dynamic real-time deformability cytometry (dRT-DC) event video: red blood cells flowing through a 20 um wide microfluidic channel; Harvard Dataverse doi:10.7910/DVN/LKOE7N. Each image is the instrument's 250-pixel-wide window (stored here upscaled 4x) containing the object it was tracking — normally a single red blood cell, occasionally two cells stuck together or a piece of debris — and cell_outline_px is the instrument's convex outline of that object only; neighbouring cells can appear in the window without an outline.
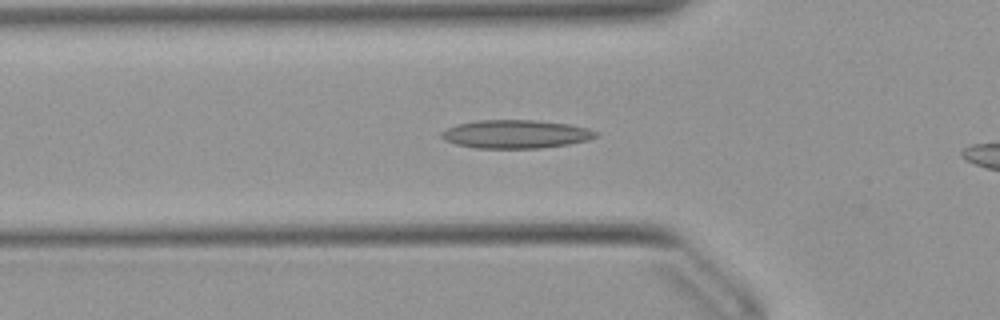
{"species": "Egyptian fruit bat (a non-hibernating species)", "species_latin": "Rousettus aegyptiacus", "temperature_condition": "warm", "stored_images_in_passage": 13, "camera_frame_rate_fps": 3000, "um_per_image_px": 0.085, "animal": {"sex": "female"}, "frame": {"image": 1, "passage_image": 10, "time_ms": 3.0, "image_size_px": [1000, 320], "cell_outline_px": [[600, 132], [596, 136], [588, 140], [568, 144], [540, 148], [476, 148], [456, 144], [444, 140], [440, 136], [440, 132], [456, 124], [476, 120], [536, 120], [568, 124], [588, 128]], "centroid_in_image_um": [43.82, 11.39], "position_along_channel_um": 82.0, "area_um2": 25.61}}
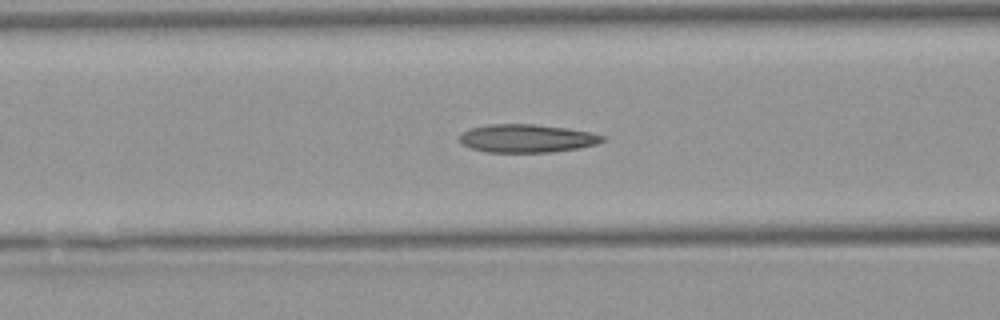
{"frame": {"image": 2, "passage_image": 13, "time_ms": 4.0, "image_size_px": [1000, 320], "cell_outline_px": [[604, 140], [596, 144], [580, 148], [552, 152], [488, 152], [472, 148], [464, 144], [460, 140], [460, 136], [464, 132], [472, 128], [488, 124], [532, 124], [568, 128], [592, 132], [604, 136]], "centroid_in_image_um": [44.84, 11.76], "position_along_channel_um": 121.8, "area_um2": 23.29}}